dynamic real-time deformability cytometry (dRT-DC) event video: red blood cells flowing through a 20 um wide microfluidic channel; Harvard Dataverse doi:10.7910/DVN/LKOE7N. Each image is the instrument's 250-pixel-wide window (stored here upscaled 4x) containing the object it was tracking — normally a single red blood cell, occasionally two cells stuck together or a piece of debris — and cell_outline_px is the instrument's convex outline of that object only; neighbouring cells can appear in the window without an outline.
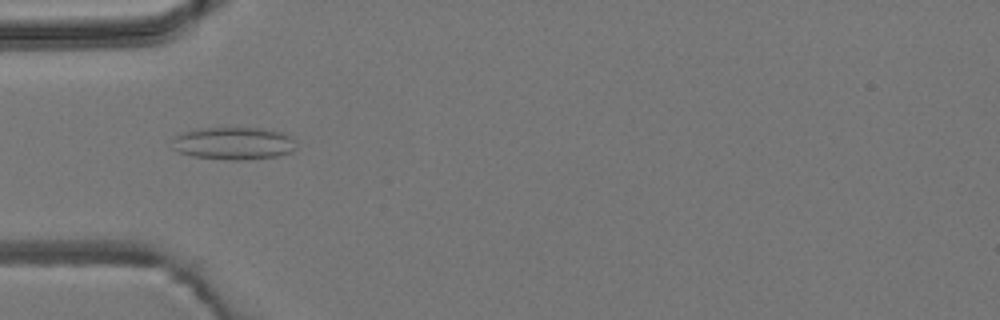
{"species": "common noctule bat (a hibernating species)", "species_latin": "Nyctalus noctula", "temperature_condition": "room temperature", "stored_images_in_passage": 4, "camera_frame_rate_fps": 3000, "um_per_image_px": 0.085, "animal": {"sex": "male", "body_mass_g": 19.2, "forearm_length_mm": 51.8}, "frame": {"image": 1, "passage_image": 3, "time_ms": 3.333, "image_size_px": [1000, 320], "cell_outline_px": [[296, 148], [292, 152], [280, 156], [240, 160], [228, 160], [192, 156], [180, 152], [172, 148], [172, 140], [176, 136], [184, 132], [200, 128], [260, 128], [284, 132], [292, 140]], "centroid_in_image_um": [19.85, 12.19], "position_along_channel_um": 65.1, "area_um2": 23.52}}